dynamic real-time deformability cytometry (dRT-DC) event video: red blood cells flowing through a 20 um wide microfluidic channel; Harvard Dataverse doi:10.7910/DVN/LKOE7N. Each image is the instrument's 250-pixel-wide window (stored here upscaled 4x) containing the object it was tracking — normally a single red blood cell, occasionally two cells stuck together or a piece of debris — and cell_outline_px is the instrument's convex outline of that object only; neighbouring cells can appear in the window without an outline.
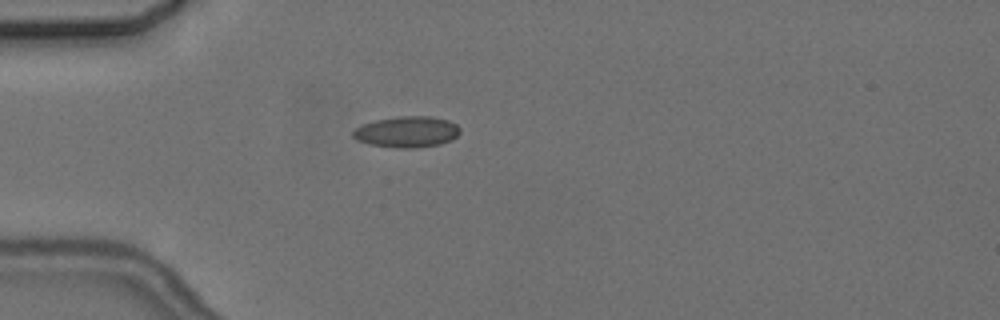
{"species": "common noctule bat (a hibernating species)", "species_latin": "Nyctalus noctula", "temperature_condition": "cold", "stored_images_in_passage": 3, "camera_frame_rate_fps": 3000, "um_per_image_px": 0.085, "animal": {"sex": "female", "body_mass_g": 24.6, "forearm_length_mm": 56.2}, "frame": {"image": 1, "passage_image": 2, "time_ms": 1.0, "image_size_px": [1000, 320], "cell_outline_px": [[460, 132], [452, 140], [440, 144], [416, 148], [400, 148], [368, 144], [356, 140], [352, 136], [352, 132], [356, 128], [364, 124], [376, 120], [400, 116], [432, 116], [448, 120], [456, 124], [460, 128]], "centroid_in_image_um": [34.6, 11.21], "position_along_channel_um": 50.4, "area_um2": 19.42}}